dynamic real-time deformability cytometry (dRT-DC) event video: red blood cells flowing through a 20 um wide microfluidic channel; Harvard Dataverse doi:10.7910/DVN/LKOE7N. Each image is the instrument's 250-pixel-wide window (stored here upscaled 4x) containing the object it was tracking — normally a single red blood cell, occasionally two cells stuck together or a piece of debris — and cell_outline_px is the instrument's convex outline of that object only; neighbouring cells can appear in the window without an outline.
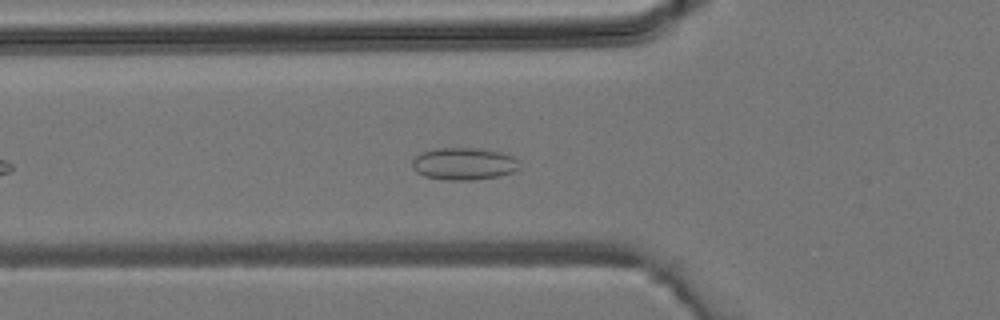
{"species": "common noctule bat (a hibernating species)", "species_latin": "Nyctalus noctula", "temperature_condition": "room temperature", "stored_images_in_passage": 35, "camera_frame_rate_fps": 3000, "um_per_image_px": 0.085, "animal": {"sex": "male", "body_mass_g": 19.2, "forearm_length_mm": 51.8}, "frame": {"image": 1, "passage_image": 7, "time_ms": 2.0, "image_size_px": [1000, 320], "cell_outline_px": [[520, 168], [512, 172], [496, 176], [472, 180], [448, 180], [424, 176], [416, 172], [412, 168], [412, 160], [420, 152], [436, 148], [476, 148], [500, 152], [512, 156], [516, 160]], "centroid_in_image_um": [39.37, 13.92], "position_along_channel_um": 86.4, "area_um2": 20.06}}
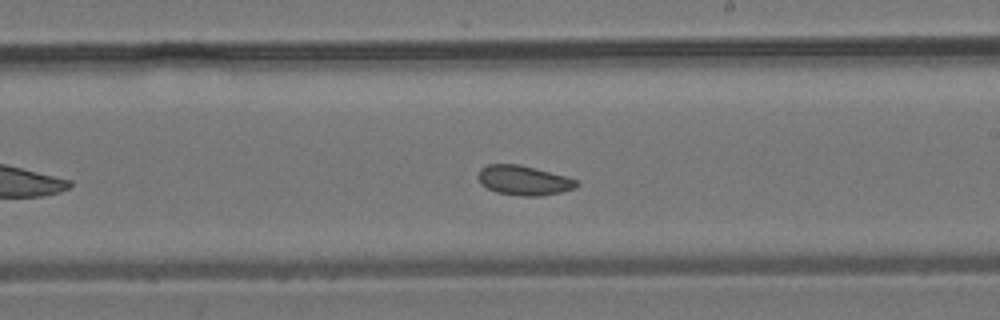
{"frame": {"image": 2, "passage_image": 17, "time_ms": 5.333, "image_size_px": [1000, 320], "cell_outline_px": [[580, 184], [576, 188], [560, 192], [540, 196], [520, 196], [496, 192], [480, 184], [476, 176], [480, 168], [488, 164], [520, 164], [568, 176], [576, 180]], "centroid_in_image_um": [44.51, 15.32], "position_along_channel_um": 244.5, "area_um2": 17.28}}
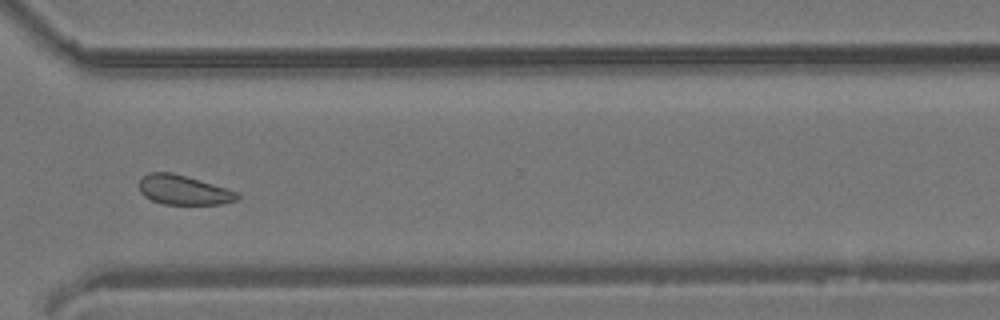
{"frame": {"image": 3, "passage_image": 24, "time_ms": 7.667, "image_size_px": [1000, 320], "cell_outline_px": [[240, 196], [236, 200], [220, 204], [164, 204], [152, 200], [144, 196], [140, 192], [140, 180], [148, 172], [172, 172], [240, 192]], "centroid_in_image_um": [15.61, 16.15], "position_along_channel_um": 355.0, "area_um2": 16.76}}